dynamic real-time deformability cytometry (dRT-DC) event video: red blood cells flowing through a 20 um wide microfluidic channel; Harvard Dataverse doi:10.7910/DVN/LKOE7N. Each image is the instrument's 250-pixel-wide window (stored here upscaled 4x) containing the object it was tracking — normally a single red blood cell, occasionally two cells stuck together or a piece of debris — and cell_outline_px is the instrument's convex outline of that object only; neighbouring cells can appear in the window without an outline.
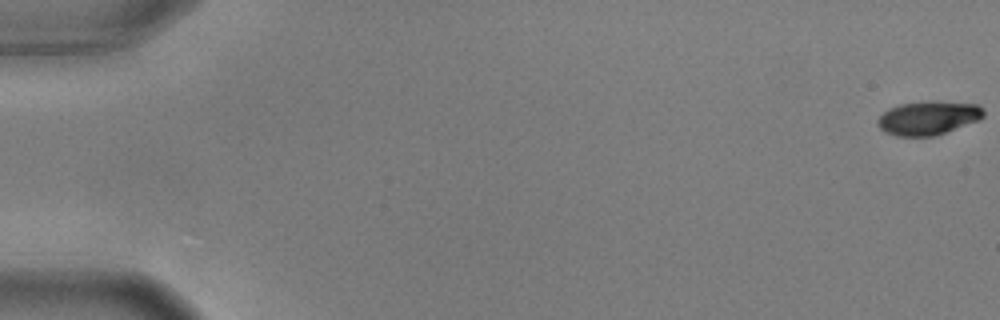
{"species": "common noctule bat (a hibernating species)", "species_latin": "Nyctalus noctula", "temperature_condition": "warm", "stored_images_in_passage": 57, "camera_frame_rate_fps": 3000, "um_per_image_px": 0.085, "animal": {"sex": "male", "body_mass_g": 17.9, "forearm_length_mm": 54.2}, "frame": {"image": 1, "passage_image": 1, "time_ms": 0.0, "image_size_px": [1000, 320], "cell_outline_px": [[984, 116], [980, 120], [936, 136], [896, 136], [884, 132], [876, 124], [876, 120], [888, 108], [900, 104], [932, 100], [980, 104], [984, 108]], "centroid_in_image_um": [78.92, 10.02], "position_along_channel_um": 6.1, "area_um2": 21.33}}
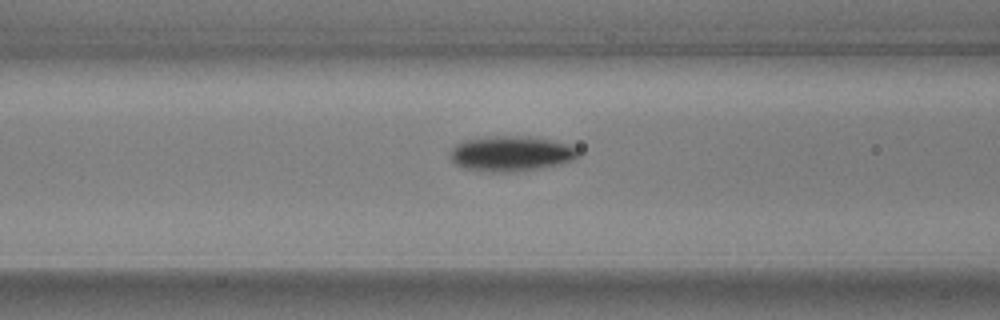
{"frame": {"image": 2, "passage_image": 24, "time_ms": 7.667, "image_size_px": [1000, 320], "cell_outline_px": [[580, 156], [572, 160], [560, 164], [524, 172], [492, 172], [464, 168], [456, 164], [452, 160], [452, 148], [456, 144], [464, 140], [496, 136], [528, 136], [552, 140], [568, 144], [576, 148], [580, 152]], "centroid_in_image_um": [43.5, 13.07], "position_along_channel_um": 123.1, "area_um2": 26.41}}
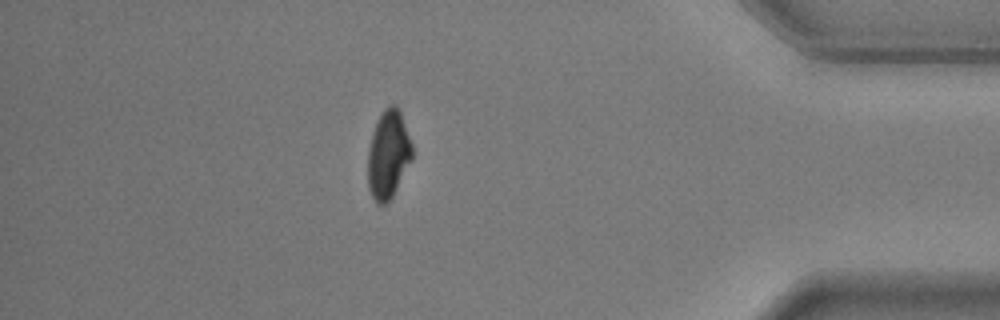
{"frame": {"image": 3, "passage_image": 50, "time_ms": 16.333, "image_size_px": [1000, 320], "cell_outline_px": [[412, 160], [388, 204], [376, 204], [368, 188], [368, 148], [372, 132], [384, 108], [388, 104], [396, 104], [400, 112], [412, 144]], "centroid_in_image_um": [33.0, 13.15], "position_along_channel_um": 402.2, "area_um2": 22.83}, "authors_computed_cell_mechanics": {"area_um2": 23.2934, "velocity_mm_per_s": 3.6373, "shape_relaxation_time_tau1_ms": 2.405, "shape_relaxation_time_tau2_ms": 6.5967, "deformation_change_tau1": 0.1381, "deformation_change_tau2": 0.0773}}